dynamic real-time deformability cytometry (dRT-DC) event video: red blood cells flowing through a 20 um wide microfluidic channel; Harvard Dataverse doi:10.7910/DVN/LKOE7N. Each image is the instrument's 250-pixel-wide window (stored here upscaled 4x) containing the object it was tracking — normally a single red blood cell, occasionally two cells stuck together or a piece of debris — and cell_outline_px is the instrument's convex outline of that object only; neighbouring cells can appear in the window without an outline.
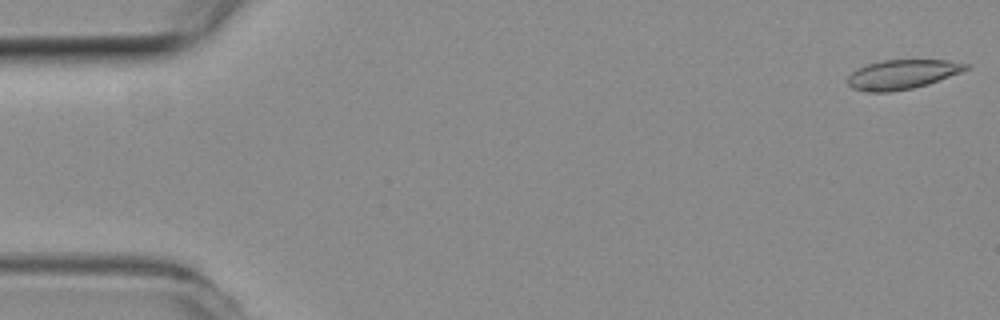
{"species": "common noctule bat (a hibernating species)", "species_latin": "Nyctalus noctula", "temperature_condition": "room temperature", "stored_images_in_passage": 8, "camera_frame_rate_fps": 3000, "um_per_image_px": 0.085, "animal": {"sex": "female", "body_mass_g": 19.3, "forearm_length_mm": 54.1}, "frame": {"image": 1, "passage_image": 1, "time_ms": 0.0, "image_size_px": [1000, 320], "cell_outline_px": [[972, 64], [968, 68], [960, 72], [928, 84], [912, 88], [888, 92], [864, 92], [852, 88], [848, 84], [848, 76], [856, 68], [868, 64], [884, 60], [948, 60]], "centroid_in_image_um": [76.67, 6.32], "position_along_channel_um": 8.3, "area_um2": 20.23}}